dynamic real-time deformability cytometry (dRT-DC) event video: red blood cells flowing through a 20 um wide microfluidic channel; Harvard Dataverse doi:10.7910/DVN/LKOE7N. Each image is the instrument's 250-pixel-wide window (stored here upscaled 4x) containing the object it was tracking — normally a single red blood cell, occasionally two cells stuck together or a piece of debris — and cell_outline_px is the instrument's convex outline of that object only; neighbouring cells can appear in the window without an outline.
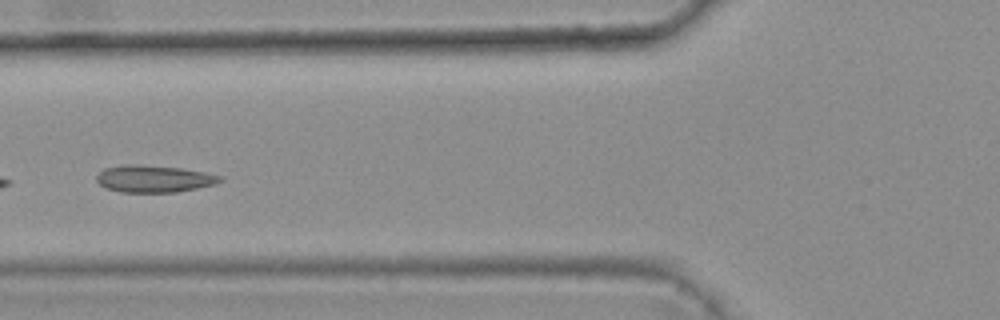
{"species": "common noctule bat (a hibernating species)", "species_latin": "Nyctalus noctula", "temperature_condition": "warm", "stored_images_in_passage": 7, "camera_frame_rate_fps": 3000, "um_per_image_px": 0.085, "animal": {"sex": "female", "body_mass_g": 25.1}, "frame": {"image": 1, "passage_image": 7, "time_ms": 2.0, "image_size_px": [1000, 320], "cell_outline_px": [[224, 180], [216, 184], [176, 192], [120, 192], [108, 188], [100, 184], [96, 180], [96, 176], [104, 168], [124, 164], [136, 164], [180, 168], [204, 172], [224, 176]], "centroid_in_image_um": [13.11, 15.19], "position_along_channel_um": 112.7, "area_um2": 19.48}}